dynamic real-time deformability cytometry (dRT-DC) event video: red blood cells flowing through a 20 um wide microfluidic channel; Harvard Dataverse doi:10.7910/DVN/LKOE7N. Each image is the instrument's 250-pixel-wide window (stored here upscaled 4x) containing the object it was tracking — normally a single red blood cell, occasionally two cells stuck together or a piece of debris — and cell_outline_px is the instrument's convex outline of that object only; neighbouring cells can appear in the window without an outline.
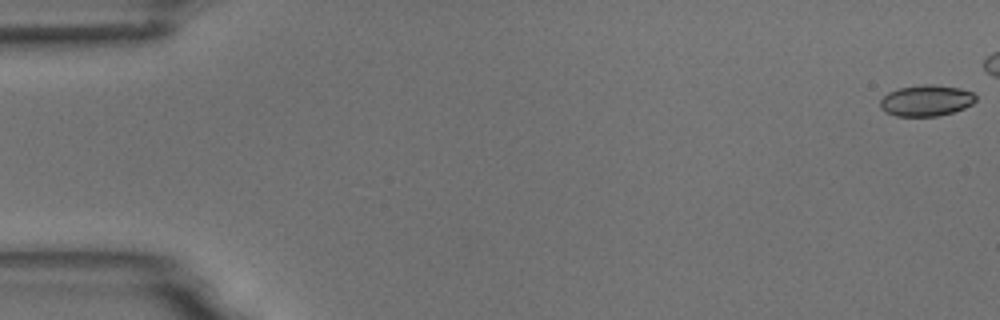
{"species": "common noctule bat (a hibernating species)", "species_latin": "Nyctalus noctula", "temperature_condition": "room temperature", "stored_images_in_passage": 6, "camera_frame_rate_fps": 3000, "um_per_image_px": 0.085, "animal": {"sex": "male", "body_mass_g": 18.8}, "frame": {"image": 1, "passage_image": 1, "time_ms": 0.0, "image_size_px": [1000, 320], "cell_outline_px": [[976, 100], [972, 104], [964, 108], [952, 112], [936, 116], [896, 116], [884, 112], [880, 108], [880, 100], [888, 92], [900, 88], [924, 84], [932, 84], [960, 88], [972, 92], [976, 96]], "centroid_in_image_um": [78.71, 8.55], "position_along_channel_um": 6.3, "area_um2": 17.34}}
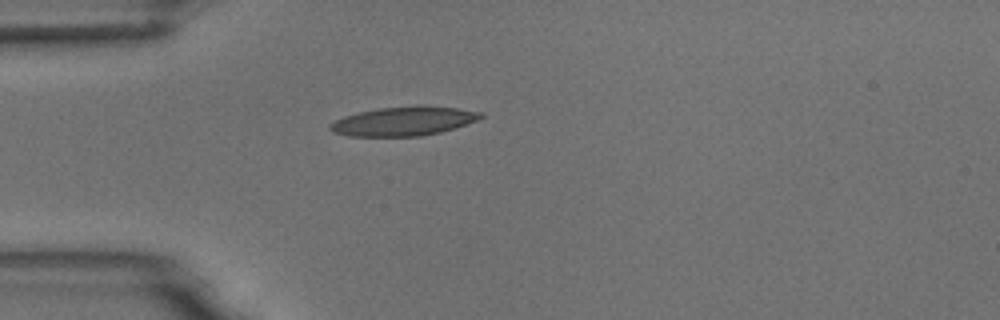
{"frame": {"image": 2, "passage_image": 6, "time_ms": 6.667, "image_size_px": [1000, 320], "cell_outline_px": [[484, 116], [476, 120], [440, 132], [420, 136], [348, 136], [332, 132], [328, 128], [328, 124], [344, 116], [360, 112], [380, 108], [416, 104], [420, 104], [456, 108], [484, 112]], "centroid_in_image_um": [34.29, 10.28], "position_along_channel_um": 50.7, "area_um2": 25.61}}